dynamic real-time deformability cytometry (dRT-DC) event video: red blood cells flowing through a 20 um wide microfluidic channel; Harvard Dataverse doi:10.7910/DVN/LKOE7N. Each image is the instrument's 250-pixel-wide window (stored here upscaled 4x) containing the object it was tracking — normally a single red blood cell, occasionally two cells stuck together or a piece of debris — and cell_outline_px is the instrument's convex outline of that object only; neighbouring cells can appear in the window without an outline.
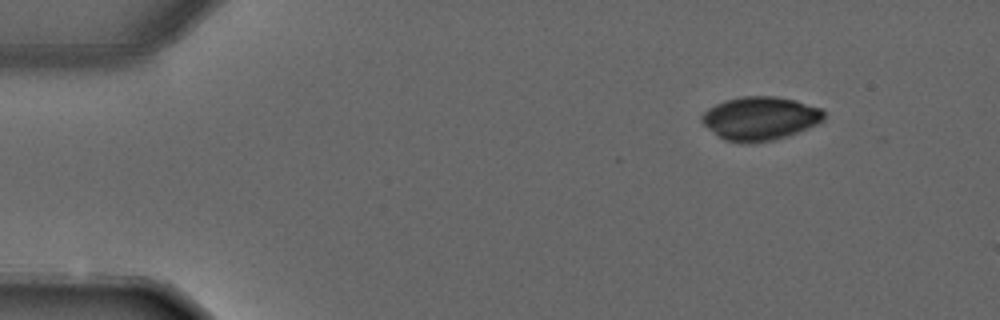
{"species": "common noctule bat (a hibernating species)", "species_latin": "Nyctalus noctula", "temperature_condition": "warm", "stored_images_in_passage": 3, "camera_frame_rate_fps": 3000, "um_per_image_px": 0.085, "animal": {"sex": "male", "forearm_length_mm": 52.5}, "frame": {"image": 1, "passage_image": 1, "time_ms": 0.0, "image_size_px": [1000, 320], "cell_outline_px": [[824, 120], [816, 124], [796, 132], [772, 140], [724, 140], [708, 128], [700, 120], [700, 116], [708, 108], [724, 100], [744, 96], [776, 96], [796, 100], [820, 108], [824, 112]], "centroid_in_image_um": [64.6, 10.01], "position_along_channel_um": 20.4, "area_um2": 30.11}}